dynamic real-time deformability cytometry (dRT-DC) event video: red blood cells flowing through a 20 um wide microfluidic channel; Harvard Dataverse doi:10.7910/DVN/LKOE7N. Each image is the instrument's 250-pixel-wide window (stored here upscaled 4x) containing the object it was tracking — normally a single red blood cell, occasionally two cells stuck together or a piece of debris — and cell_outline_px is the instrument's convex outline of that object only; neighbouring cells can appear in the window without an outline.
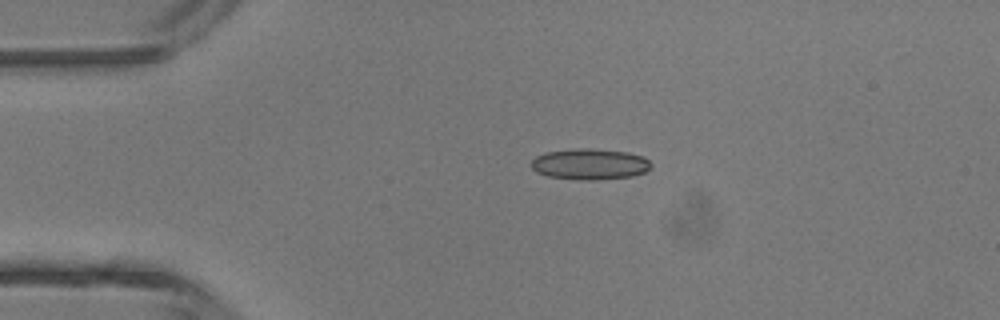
{"species": "common noctule bat (a hibernating species)", "species_latin": "Nyctalus noctula", "temperature_condition": "room temperature", "stored_images_in_passage": 5, "camera_frame_rate_fps": 3000, "um_per_image_px": 0.085, "animal": {"sex": "male", "body_mass_g": 13.3}, "frame": {"image": 1, "passage_image": 3, "time_ms": 2.333, "image_size_px": [1000, 320], "cell_outline_px": [[652, 164], [644, 172], [632, 176], [596, 180], [580, 180], [548, 176], [536, 172], [528, 164], [536, 156], [544, 152], [576, 148], [588, 148], [628, 152], [644, 156]], "centroid_in_image_um": [50.1, 13.94], "position_along_channel_um": 34.9, "area_um2": 21.79}}